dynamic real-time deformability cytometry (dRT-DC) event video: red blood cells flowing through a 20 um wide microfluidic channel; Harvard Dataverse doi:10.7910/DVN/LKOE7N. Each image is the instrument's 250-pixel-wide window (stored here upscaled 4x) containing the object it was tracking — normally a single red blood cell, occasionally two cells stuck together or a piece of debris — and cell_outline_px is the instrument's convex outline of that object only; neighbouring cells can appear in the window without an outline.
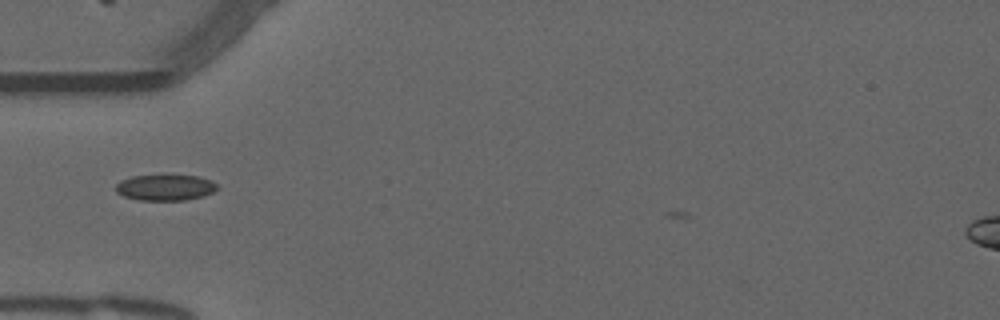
{"species": "common noctule bat (a hibernating species)", "species_latin": "Nyctalus noctula", "temperature_condition": "warm", "stored_images_in_passage": 42, "camera_frame_rate_fps": 3000, "um_per_image_px": 0.085, "animal": {"sex": "male", "forearm_length_mm": 52.5}, "frame": {"image": 1, "passage_image": 5, "time_ms": 1.333, "image_size_px": [1000, 320], "cell_outline_px": [[220, 188], [204, 196], [184, 200], [140, 200], [124, 196], [116, 192], [116, 184], [120, 180], [132, 176], [160, 172], [200, 176], [212, 180]], "centroid_in_image_um": [14.06, 15.88], "position_along_channel_um": 70.9, "area_um2": 16.24}}
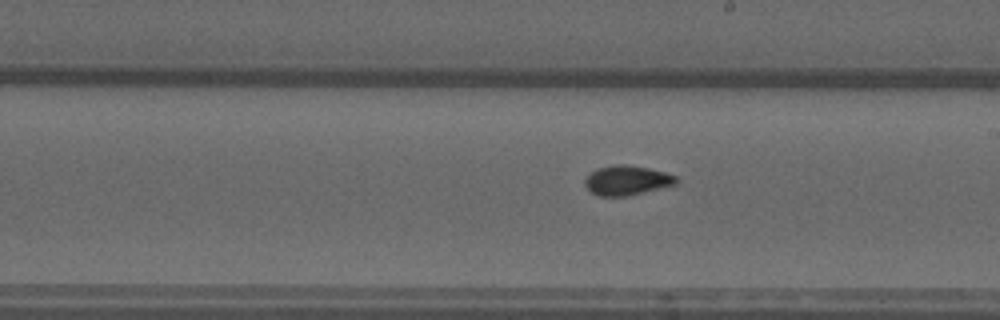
{"frame": {"image": 2, "passage_image": 18, "time_ms": 5.667, "image_size_px": [1000, 320], "cell_outline_px": [[676, 184], [624, 196], [596, 196], [584, 184], [584, 180], [596, 168], [612, 164], [624, 164], [648, 168], [664, 172], [676, 176]], "centroid_in_image_um": [53.23, 15.31], "position_along_channel_um": 235.8, "area_um2": 15.49}}
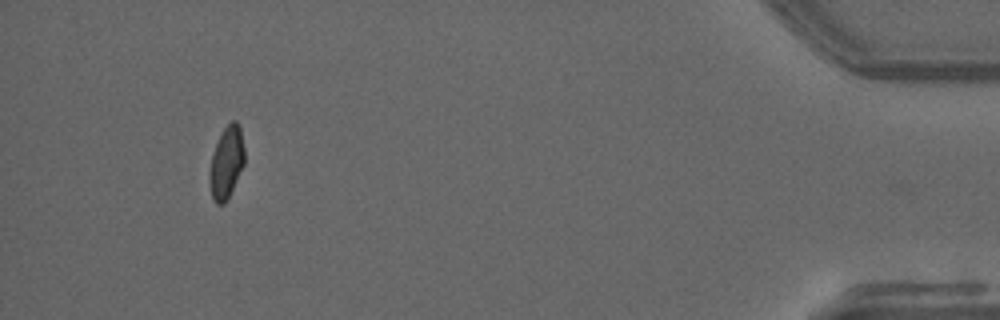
{"frame": {"image": 3, "passage_image": 38, "time_ms": 12.333, "image_size_px": [1000, 320], "cell_outline_px": [[244, 164], [224, 204], [216, 204], [212, 200], [208, 180], [208, 172], [212, 156], [216, 144], [224, 128], [232, 120], [236, 120], [240, 128], [244, 148]], "centroid_in_image_um": [19.22, 13.83], "position_along_channel_um": 416.0, "area_um2": 14.57}, "authors_computed_cell_mechanics": {"area_um2": 15.1436, "velocity_mm_per_s": 3.792, "shape_relaxation_time_tau1_ms": null, "shape_relaxation_time_tau2_ms": 0.9793, "deformation_change_tau1": null, "deformation_change_tau2": 0.0406}}